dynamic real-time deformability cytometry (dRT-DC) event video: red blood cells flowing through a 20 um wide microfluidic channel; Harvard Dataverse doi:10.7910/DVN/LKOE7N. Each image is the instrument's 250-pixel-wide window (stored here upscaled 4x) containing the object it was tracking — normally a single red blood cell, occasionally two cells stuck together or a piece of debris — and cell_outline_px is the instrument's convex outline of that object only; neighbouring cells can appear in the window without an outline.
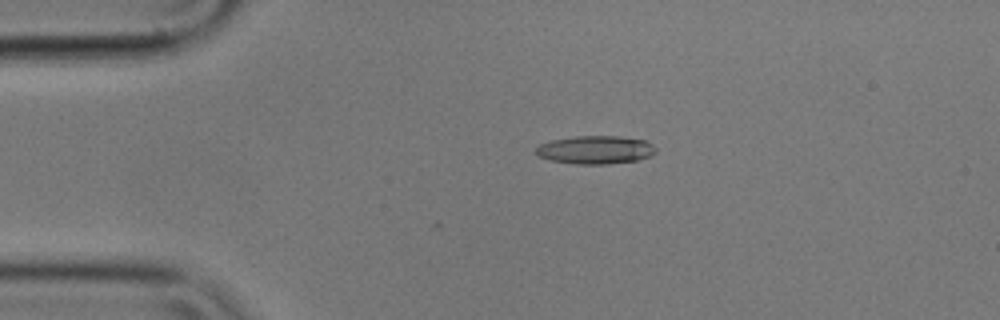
{"species": "common noctule bat (a hibernating species)", "species_latin": "Nyctalus noctula", "temperature_condition": "cold", "stored_images_in_passage": 6, "camera_frame_rate_fps": 3000, "um_per_image_px": 0.085, "animal": {"sex": "male", "body_mass_g": 17.9}, "frame": {"image": 1, "passage_image": 1, "time_ms": 0.0, "image_size_px": [1000, 320], "cell_outline_px": [[656, 152], [648, 156], [636, 160], [608, 164], [576, 164], [552, 160], [540, 156], [536, 152], [536, 148], [540, 144], [552, 140], [576, 136], [620, 136], [644, 140], [652, 144], [656, 148]], "centroid_in_image_um": [50.63, 12.73], "position_along_channel_um": 34.4, "area_um2": 19.48}}